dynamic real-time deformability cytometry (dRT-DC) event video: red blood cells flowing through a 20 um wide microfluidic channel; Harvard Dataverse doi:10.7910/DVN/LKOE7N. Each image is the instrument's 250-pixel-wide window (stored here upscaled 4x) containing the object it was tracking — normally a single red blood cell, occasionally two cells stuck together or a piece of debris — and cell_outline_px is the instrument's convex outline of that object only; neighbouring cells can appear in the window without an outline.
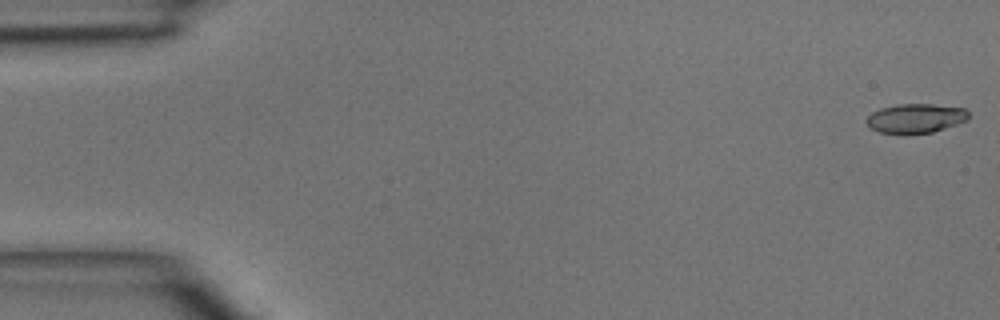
{"species": "common noctule bat (a hibernating species)", "species_latin": "Nyctalus noctula", "temperature_condition": "room temperature", "stored_images_in_passage": 47, "camera_frame_rate_fps": 3000, "um_per_image_px": 0.085, "animal": {"sex": "male", "body_mass_g": 15.6}, "frame": {"image": 1, "passage_image": 1, "time_ms": 0.0, "image_size_px": [1000, 320], "cell_outline_px": [[968, 120], [932, 132], [880, 132], [872, 128], [864, 120], [872, 112], [880, 108], [896, 104], [932, 104], [964, 108], [968, 112]], "centroid_in_image_um": [77.83, 10.02], "position_along_channel_um": 7.2, "area_um2": 16.99}}
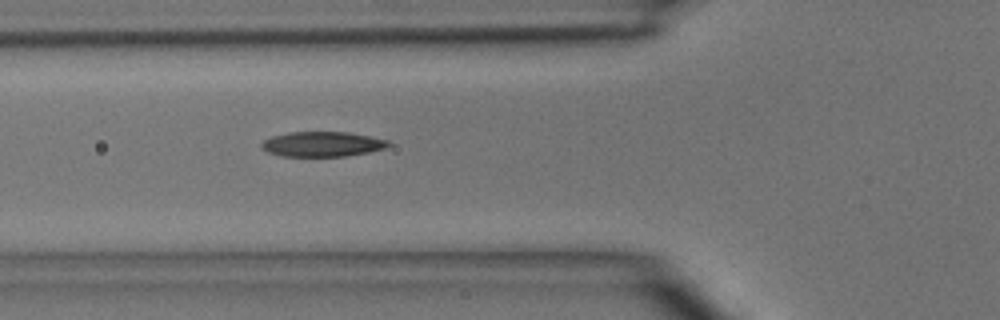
{"frame": {"image": 2, "passage_image": 17, "time_ms": 5.333, "image_size_px": [1000, 320], "cell_outline_px": [[392, 144], [384, 148], [368, 152], [348, 156], [280, 156], [268, 152], [260, 148], [260, 144], [264, 140], [272, 136], [288, 132], [348, 132], [388, 140]], "centroid_in_image_um": [27.36, 12.25], "position_along_channel_um": 98.4, "area_um2": 18.5}}
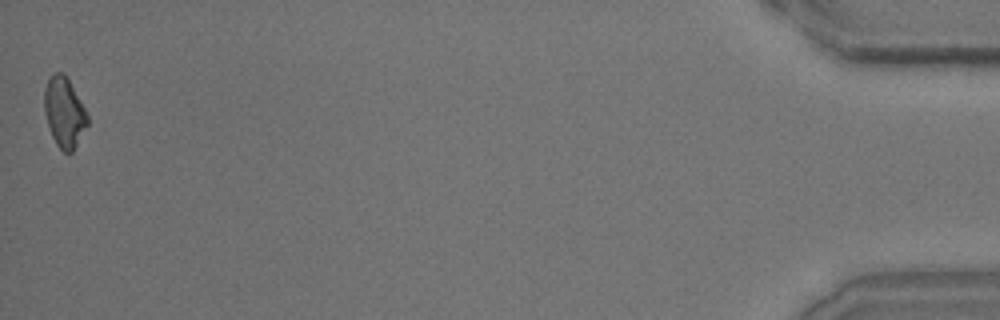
{"frame": {"image": 3, "passage_image": 47, "time_ms": 15.333, "image_size_px": [1000, 320], "cell_outline_px": [[88, 124], [72, 152], [64, 152], [56, 144], [52, 136], [44, 112], [44, 88], [48, 76], [56, 72], [64, 72], [84, 108], [88, 116]], "centroid_in_image_um": [5.43, 9.52], "position_along_channel_um": 429.8, "area_um2": 17.46}}